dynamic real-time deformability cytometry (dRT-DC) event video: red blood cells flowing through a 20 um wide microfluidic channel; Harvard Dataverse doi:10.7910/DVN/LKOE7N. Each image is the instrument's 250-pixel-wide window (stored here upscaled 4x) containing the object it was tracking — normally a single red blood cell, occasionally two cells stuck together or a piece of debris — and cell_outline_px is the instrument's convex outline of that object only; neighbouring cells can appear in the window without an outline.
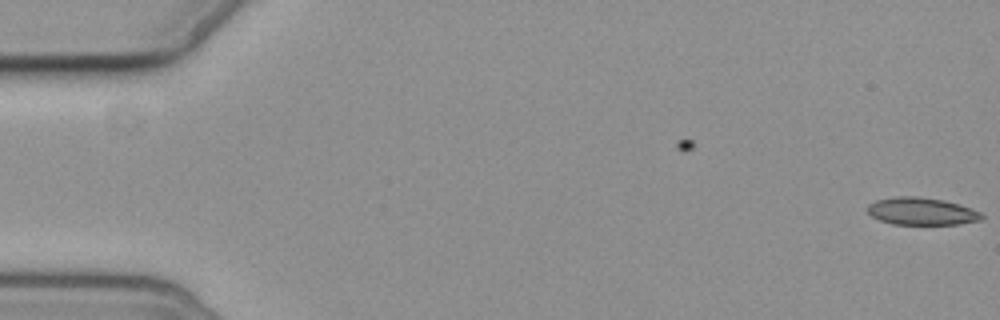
{"species": "common noctule bat (a hibernating species)", "species_latin": "Nyctalus noctula", "temperature_condition": "cold", "stored_images_in_passage": 2, "camera_frame_rate_fps": 3000, "um_per_image_px": 0.085, "animal": {"sex": "female", "body_mass_g": 19.3, "forearm_length_mm": 54.1}, "frame": {"image": 1, "passage_image": 2, "time_ms": 1.333, "image_size_px": [1000, 320], "cell_outline_px": [[984, 216], [980, 220], [956, 224], [892, 224], [880, 220], [872, 216], [868, 212], [868, 204], [876, 200], [896, 196], [916, 196], [944, 200], [960, 204], [980, 212]], "centroid_in_image_um": [78.32, 17.95], "position_along_channel_um": 6.7, "area_um2": 18.15}}